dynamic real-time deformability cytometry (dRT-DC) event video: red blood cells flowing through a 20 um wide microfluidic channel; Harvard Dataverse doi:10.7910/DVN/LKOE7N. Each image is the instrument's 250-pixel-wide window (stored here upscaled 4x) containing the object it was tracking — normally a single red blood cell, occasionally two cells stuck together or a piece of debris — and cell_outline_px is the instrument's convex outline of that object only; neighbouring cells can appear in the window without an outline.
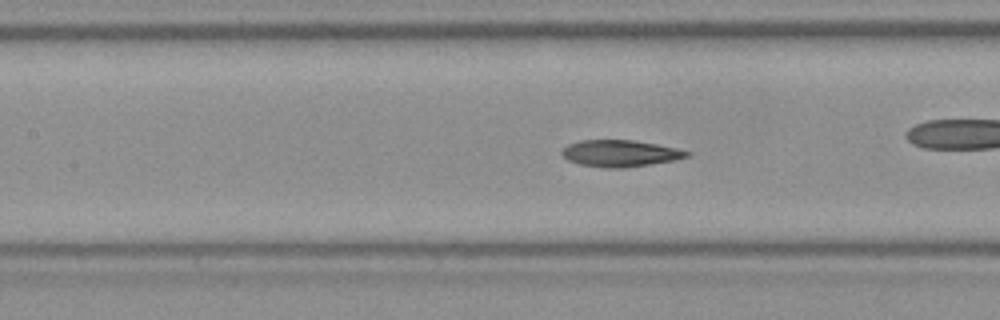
{"species": "Egyptian fruit bat (a non-hibernating species)", "species_latin": "Rousettus aegyptiacus", "temperature_condition": "room temperature", "stored_images_in_passage": 54, "camera_frame_rate_fps": 3000, "um_per_image_px": 0.085, "frame": {"image": 1, "passage_image": 24, "time_ms": 7.667, "image_size_px": [1000, 320], "cell_outline_px": [[692, 152], [688, 156], [676, 160], [624, 168], [608, 168], [580, 164], [568, 160], [560, 152], [568, 144], [580, 140], [632, 140], [656, 144], [676, 148]], "centroid_in_image_um": [52.72, 13.03], "position_along_channel_um": 154.7, "area_um2": 19.31}, "authors_computed_cell_mechanics": {"area_um2": 19.4208, "velocity_mm_per_s": 3.8562, "shape_relaxation_time_tau1_ms": 6.6307, "shape_relaxation_time_tau2_ms": 2.9982, "deformation_change_tau1": 0.2165, "deformation_change_tau2": 0.1089}}